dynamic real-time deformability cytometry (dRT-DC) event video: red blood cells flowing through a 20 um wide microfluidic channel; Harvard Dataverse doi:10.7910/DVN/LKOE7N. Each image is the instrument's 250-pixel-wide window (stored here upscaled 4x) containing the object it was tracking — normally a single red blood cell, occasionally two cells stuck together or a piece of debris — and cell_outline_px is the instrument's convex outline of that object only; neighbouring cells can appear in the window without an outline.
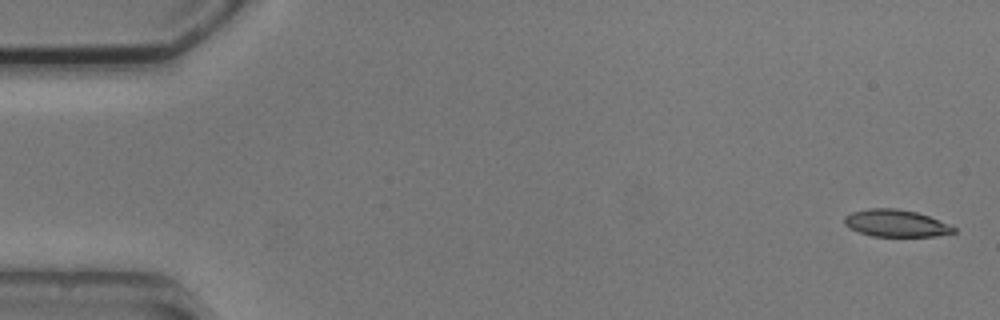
{"species": "common noctule bat (a hibernating species)", "species_latin": "Nyctalus noctula", "temperature_condition": "cold", "stored_images_in_passage": 5, "camera_frame_rate_fps": 3000, "um_per_image_px": 0.085, "animal": {"sex": "male", "body_mass_g": 20.5, "forearm_length_mm": 52.5}, "frame": {"image": 1, "passage_image": 1, "time_ms": 0.0, "image_size_px": [1000, 320], "cell_outline_px": [[956, 232], [936, 236], [872, 236], [848, 228], [844, 224], [844, 216], [852, 212], [868, 208], [896, 208], [916, 212], [928, 216], [948, 224], [956, 228]], "centroid_in_image_um": [76.12, 18.97], "position_along_channel_um": 8.9, "area_um2": 17.22}}